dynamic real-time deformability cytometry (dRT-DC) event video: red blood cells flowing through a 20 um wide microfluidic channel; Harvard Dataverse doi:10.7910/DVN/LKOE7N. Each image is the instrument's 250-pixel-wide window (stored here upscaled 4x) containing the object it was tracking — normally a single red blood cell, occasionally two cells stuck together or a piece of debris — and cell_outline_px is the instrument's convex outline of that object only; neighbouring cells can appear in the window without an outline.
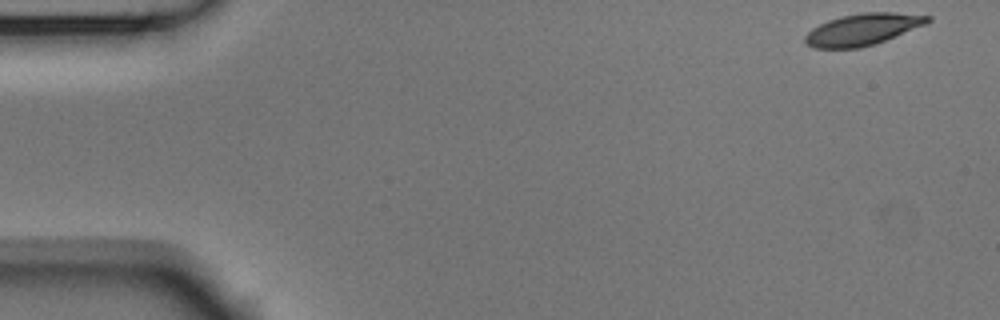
{"species": "Egyptian fruit bat (a non-hibernating species)", "species_latin": "Rousettus aegyptiacus", "temperature_condition": "room temperature", "stored_images_in_passage": 53, "camera_frame_rate_fps": 3000, "um_per_image_px": 0.085, "animal": {"sex": "male"}, "frame": {"image": 1, "passage_image": 1, "time_ms": 0.0, "image_size_px": [1000, 320], "cell_outline_px": [[932, 20], [928, 24], [876, 44], [860, 48], [812, 48], [804, 40], [804, 36], [812, 28], [828, 20], [840, 16], [860, 12], [896, 12], [932, 16]], "centroid_in_image_um": [73.37, 2.49], "position_along_channel_um": 11.6, "area_um2": 22.95}}
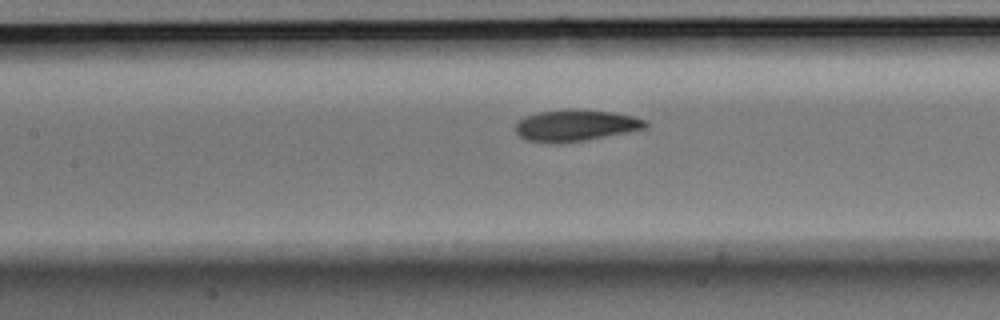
{"frame": {"image": 2, "passage_image": 23, "time_ms": 7.333, "image_size_px": [1000, 320], "cell_outline_px": [[648, 124], [644, 128], [584, 140], [556, 144], [524, 140], [516, 132], [516, 120], [524, 116], [540, 112], [568, 108], [572, 108], [612, 112], [632, 116], [644, 120]], "centroid_in_image_um": [48.83, 10.65], "position_along_channel_um": 158.6, "area_um2": 23.76}}
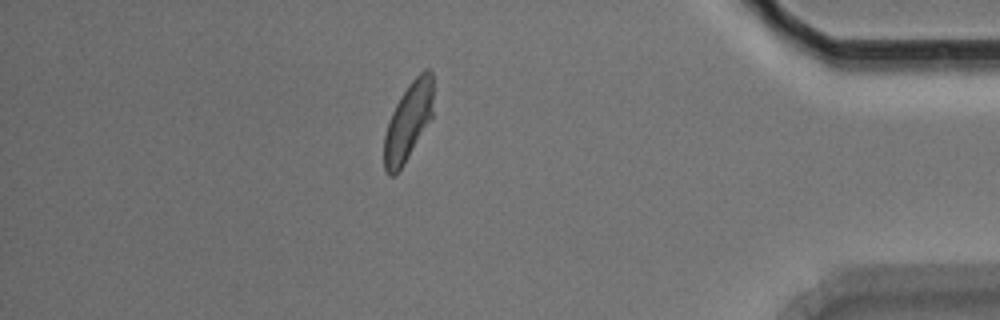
{"frame": {"image": 3, "passage_image": 46, "time_ms": 15.0, "image_size_px": [1000, 320], "cell_outline_px": [[432, 116], [404, 164], [396, 176], [388, 176], [384, 168], [384, 136], [392, 112], [400, 96], [412, 80], [424, 68], [428, 68], [432, 72]], "centroid_in_image_um": [34.68, 10.35], "position_along_channel_um": 400.5, "area_um2": 22.08}, "authors_computed_cell_mechanics": {"area_um2": 23.3512, "velocity_mm_per_s": 3.6611, "shape_relaxation_time_tau1_ms": 3.1888, "shape_relaxation_time_tau2_ms": 2.0223, "deformation_change_tau1": 0.1296, "deformation_change_tau2": 0.0841}}